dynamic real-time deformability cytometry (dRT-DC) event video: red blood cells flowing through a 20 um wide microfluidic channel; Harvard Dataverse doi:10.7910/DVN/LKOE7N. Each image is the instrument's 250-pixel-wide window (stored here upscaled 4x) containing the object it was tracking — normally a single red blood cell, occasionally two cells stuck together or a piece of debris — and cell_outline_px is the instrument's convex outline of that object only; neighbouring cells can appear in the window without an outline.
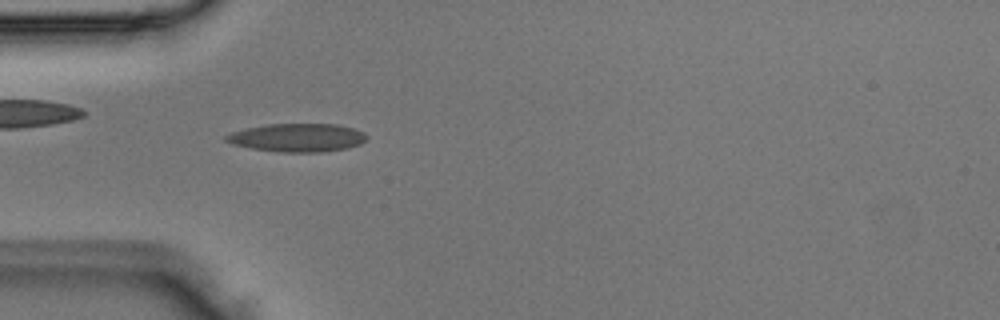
{"species": "Egyptian fruit bat (a non-hibernating species)", "species_latin": "Rousettus aegyptiacus", "temperature_condition": "room temperature", "stored_images_in_passage": 2, "camera_frame_rate_fps": 3000, "um_per_image_px": 0.085, "animal": {"sex": "male"}, "frame": {"image": 1, "passage_image": 2, "time_ms": 0.333, "image_size_px": [1000, 320], "cell_outline_px": [[368, 136], [360, 144], [348, 148], [320, 152], [280, 152], [252, 148], [232, 144], [224, 140], [224, 136], [232, 132], [248, 128], [268, 124], [336, 124], [352, 128], [364, 132]], "centroid_in_image_um": [25.28, 11.7], "position_along_channel_um": 59.7, "area_um2": 23.06}}